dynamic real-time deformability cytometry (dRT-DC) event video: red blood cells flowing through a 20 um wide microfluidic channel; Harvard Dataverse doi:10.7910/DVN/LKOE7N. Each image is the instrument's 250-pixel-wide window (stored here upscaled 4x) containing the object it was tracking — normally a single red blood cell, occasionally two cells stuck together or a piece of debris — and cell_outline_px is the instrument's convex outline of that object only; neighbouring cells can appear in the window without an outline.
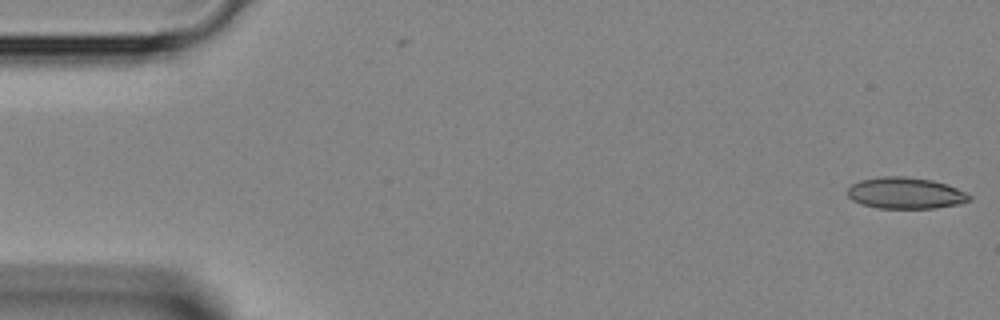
{"species": "Egyptian fruit bat (a non-hibernating species)", "species_latin": "Rousettus aegyptiacus", "temperature_condition": "room temperature", "stored_images_in_passage": 2, "camera_frame_rate_fps": 3000, "um_per_image_px": 0.085, "animal": {"sex": "female"}, "frame": {"image": 1, "passage_image": 2, "time_ms": 0.333, "image_size_px": [1000, 320], "cell_outline_px": [[972, 200], [960, 204], [936, 208], [876, 208], [860, 204], [852, 200], [848, 196], [848, 188], [852, 184], [860, 180], [876, 176], [904, 176], [932, 180], [948, 184], [972, 196]], "centroid_in_image_um": [76.96, 16.41], "position_along_channel_um": 8.0, "area_um2": 22.54}}